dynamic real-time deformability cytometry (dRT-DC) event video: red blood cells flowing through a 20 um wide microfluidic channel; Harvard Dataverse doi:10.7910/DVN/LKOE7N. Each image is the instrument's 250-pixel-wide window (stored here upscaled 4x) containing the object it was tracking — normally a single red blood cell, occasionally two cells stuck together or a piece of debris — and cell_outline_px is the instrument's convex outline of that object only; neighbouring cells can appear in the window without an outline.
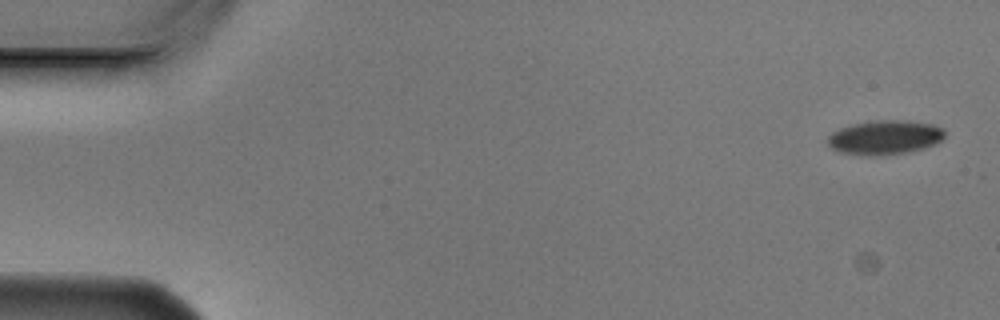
{"species": "Egyptian fruit bat (a non-hibernating species)", "species_latin": "Rousettus aegyptiacus", "temperature_condition": "cold", "stored_images_in_passage": 5, "camera_frame_rate_fps": 3000, "um_per_image_px": 0.085, "animal": {"sex": "male"}, "frame": {"image": 1, "passage_image": 1, "time_ms": 0.0, "image_size_px": [1000, 320], "cell_outline_px": [[944, 136], [936, 144], [904, 152], [836, 152], [828, 144], [828, 136], [832, 132], [840, 128], [852, 124], [880, 120], [904, 120], [932, 124], [944, 128]], "centroid_in_image_um": [75.23, 11.61], "position_along_channel_um": 9.8, "area_um2": 22.14}}
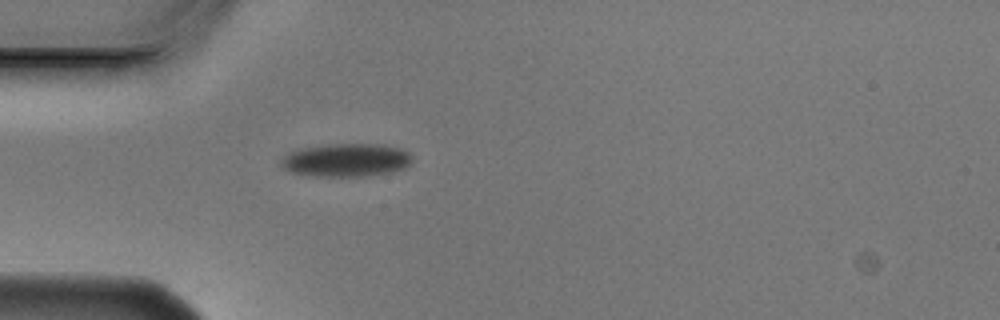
{"frame": {"image": 2, "passage_image": 5, "time_ms": 1.333, "image_size_px": [1000, 320], "cell_outline_px": [[412, 164], [404, 168], [392, 172], [364, 176], [312, 176], [292, 172], [284, 168], [280, 164], [280, 160], [284, 156], [292, 152], [304, 148], [336, 144], [376, 144], [400, 148], [408, 152], [412, 156]], "centroid_in_image_um": [29.47, 13.62], "position_along_channel_um": 55.5, "area_um2": 25.14}}